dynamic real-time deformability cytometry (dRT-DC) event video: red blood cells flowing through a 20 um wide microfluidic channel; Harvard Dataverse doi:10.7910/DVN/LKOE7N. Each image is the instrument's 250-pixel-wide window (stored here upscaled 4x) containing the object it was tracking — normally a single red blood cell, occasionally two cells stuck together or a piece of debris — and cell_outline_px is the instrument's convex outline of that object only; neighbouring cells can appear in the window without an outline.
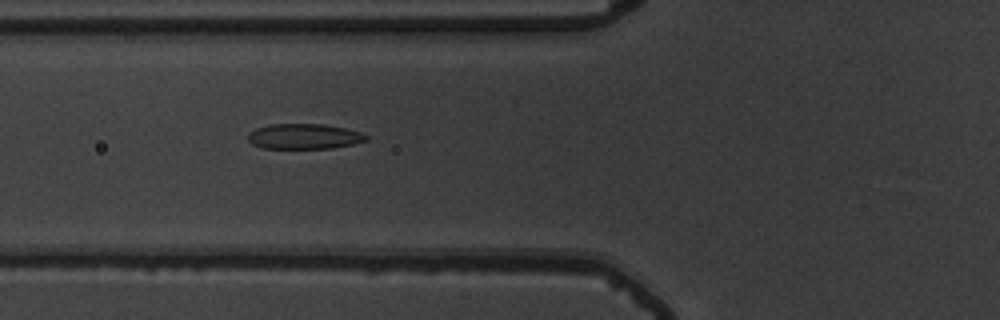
{"species": "common noctule bat (a hibernating species)", "species_latin": "Nyctalus noctula", "temperature_condition": "warm", "stored_images_in_passage": 32, "camera_frame_rate_fps": 3000, "um_per_image_px": 0.085, "animal": {"sex": "male", "body_mass_g": 19.5, "forearm_length_mm": 54.6}, "frame": {"image": 1, "passage_image": 6, "time_ms": 1.667, "image_size_px": [1000, 320], "cell_outline_px": [[368, 140], [352, 144], [332, 148], [264, 148], [252, 144], [248, 140], [248, 132], [256, 128], [272, 124], [324, 124], [344, 128], [360, 132], [368, 136]], "centroid_in_image_um": [25.84, 11.59], "position_along_channel_um": 100.0, "area_um2": 17.34}}
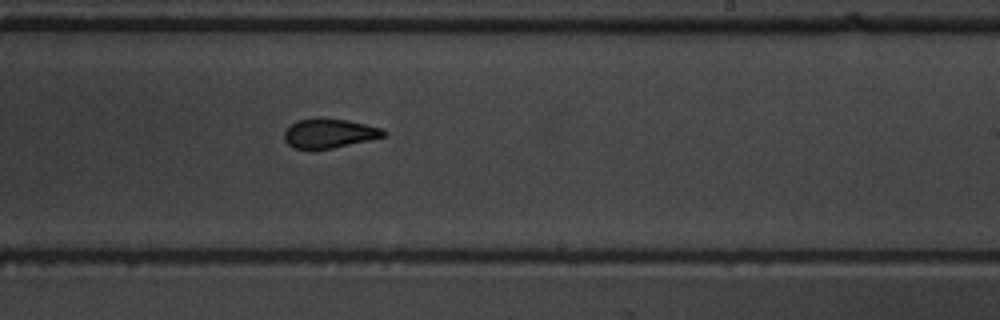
{"frame": {"image": 2, "passage_image": 19, "time_ms": 6.0, "image_size_px": [1000, 320], "cell_outline_px": [[388, 132], [384, 136], [368, 140], [332, 148], [292, 148], [284, 140], [284, 132], [296, 120], [320, 116], [348, 120], [384, 128]], "centroid_in_image_um": [27.99, 11.29], "position_along_channel_um": 261.0, "area_um2": 17.11}}
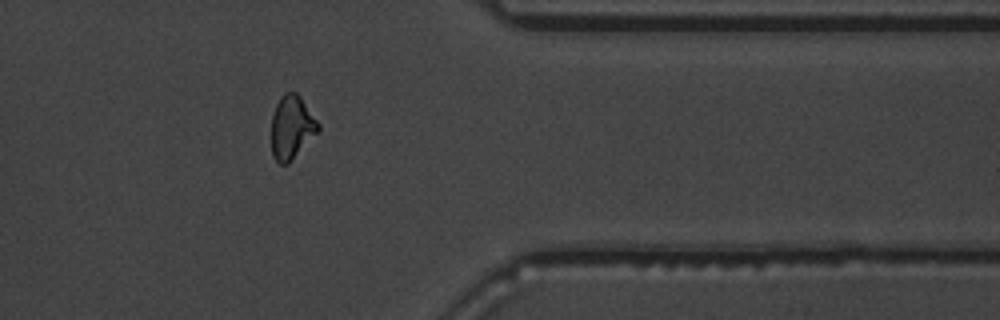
{"frame": {"image": 3, "passage_image": 30, "time_ms": 9.667, "image_size_px": [1000, 320], "cell_outline_px": [[320, 128], [288, 164], [280, 164], [272, 156], [272, 116], [276, 104], [280, 96], [284, 92], [296, 92], [300, 96], [320, 124]], "centroid_in_image_um": [24.78, 10.8], "position_along_channel_um": 386.6, "area_um2": 17.11}, "authors_computed_cell_mechanics": {"area_um2": 17.4845, "velocity_mm_per_s": 3.7262, "shape_relaxation_time_tau1_ms": 7.5754, "shape_relaxation_time_tau2_ms": 1.8432, "deformation_change_tau1": 0.2126, "deformation_change_tau2": 0.0961}}